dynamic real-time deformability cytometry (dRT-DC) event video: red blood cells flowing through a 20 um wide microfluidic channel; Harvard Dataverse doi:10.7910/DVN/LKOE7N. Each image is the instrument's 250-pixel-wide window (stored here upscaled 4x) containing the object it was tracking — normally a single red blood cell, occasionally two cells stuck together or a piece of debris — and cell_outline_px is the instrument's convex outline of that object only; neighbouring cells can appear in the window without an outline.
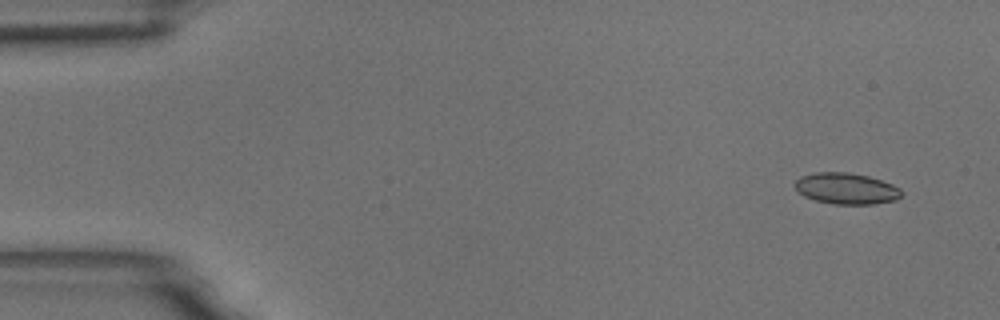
{"species": "common noctule bat (a hibernating species)", "species_latin": "Nyctalus noctula", "temperature_condition": "room temperature", "stored_images_in_passage": 7, "camera_frame_rate_fps": 3000, "um_per_image_px": 0.085, "animal": {"sex": "male", "body_mass_g": 18.8}, "frame": {"image": 1, "passage_image": 2, "time_ms": 0.333, "image_size_px": [1000, 320], "cell_outline_px": [[900, 196], [896, 200], [872, 204], [836, 204], [816, 200], [804, 196], [792, 184], [800, 176], [816, 172], [848, 172], [868, 176], [892, 184], [900, 188]], "centroid_in_image_um": [71.91, 16.01], "position_along_channel_um": 13.1, "area_um2": 19.25}}